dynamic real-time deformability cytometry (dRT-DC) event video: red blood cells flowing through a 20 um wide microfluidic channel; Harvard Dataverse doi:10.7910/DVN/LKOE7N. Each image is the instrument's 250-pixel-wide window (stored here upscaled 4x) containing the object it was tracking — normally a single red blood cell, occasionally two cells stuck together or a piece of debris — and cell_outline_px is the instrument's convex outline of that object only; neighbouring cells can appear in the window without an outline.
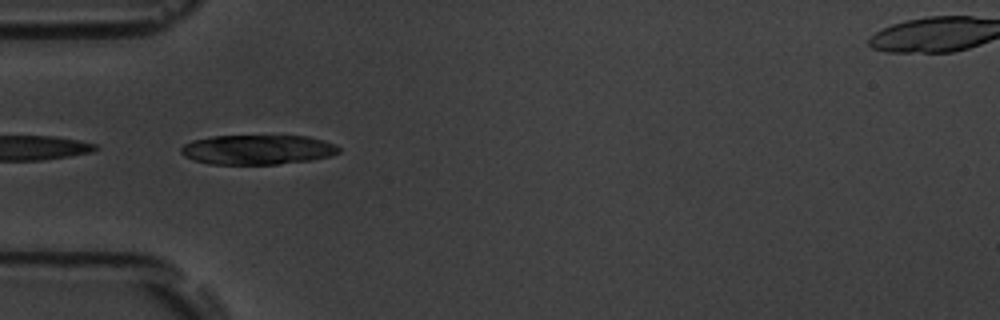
{"species": "common noctule bat (a hibernating species)", "species_latin": "Nyctalus noctula", "temperature_condition": "room temperature", "stored_images_in_passage": 8, "camera_frame_rate_fps": 3000, "um_per_image_px": 0.085, "animal": {"sex": "male", "body_mass_g": 19.5, "forearm_length_mm": 54.6}, "frame": {"image": 1, "passage_image": 6, "time_ms": 1.667, "image_size_px": [1000, 320], "cell_outline_px": [[340, 152], [332, 156], [312, 160], [276, 164], [208, 164], [192, 160], [184, 156], [180, 152], [180, 148], [184, 144], [192, 140], [212, 136], [308, 136], [324, 140], [336, 144], [340, 148]], "centroid_in_image_um": [21.9, 12.72], "position_along_channel_um": 63.1, "area_um2": 27.57}}